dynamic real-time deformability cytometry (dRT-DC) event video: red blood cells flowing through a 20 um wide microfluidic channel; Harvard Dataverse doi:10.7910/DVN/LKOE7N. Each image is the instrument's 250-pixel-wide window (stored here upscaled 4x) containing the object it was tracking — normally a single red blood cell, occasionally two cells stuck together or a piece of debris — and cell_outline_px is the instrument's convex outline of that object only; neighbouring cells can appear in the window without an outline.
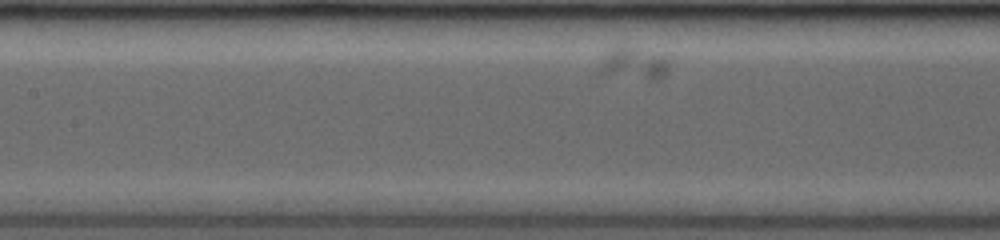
{"species": "common noctule bat (a hibernating species)", "species_latin": "Nyctalus noctula", "temperature_condition": "room temperature", "stored_images_in_passage": 37, "camera_frame_rate_fps": 3500, "um_per_image_px": 0.085, "animal": {"sex": "female", "body_mass_g": 19.0, "forearm_length_mm": 53.3}, "frame": {"image": 1, "passage_image": 11, "time_ms": 2.857, "image_size_px": [1000, 240], "cell_outline_px": [[668, 72], [660, 80], [656, 80], [604, 72], [604, 56], [612, 48], [628, 48], [664, 56], [668, 60]], "centroid_in_image_um": [54.04, 5.42], "position_along_channel_um": 153.4, "area_um2": 11.5}}
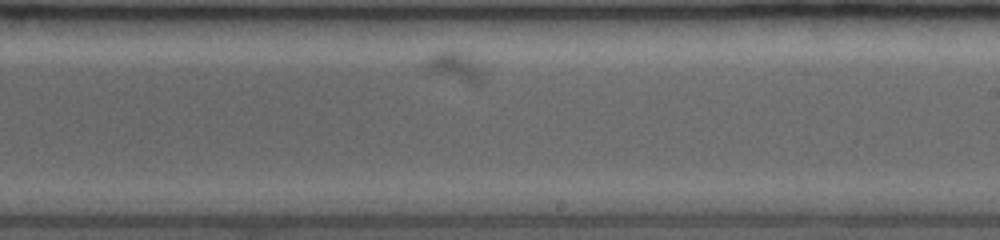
{"frame": {"image": 2, "passage_image": 22, "time_ms": 6.0, "image_size_px": [1000, 240], "cell_outline_px": [[488, 72], [480, 84], [468, 84], [424, 68], [428, 60], [436, 52], [452, 48], [484, 64]], "centroid_in_image_um": [38.87, 5.66], "position_along_channel_um": 250.1, "area_um2": 10.17}}